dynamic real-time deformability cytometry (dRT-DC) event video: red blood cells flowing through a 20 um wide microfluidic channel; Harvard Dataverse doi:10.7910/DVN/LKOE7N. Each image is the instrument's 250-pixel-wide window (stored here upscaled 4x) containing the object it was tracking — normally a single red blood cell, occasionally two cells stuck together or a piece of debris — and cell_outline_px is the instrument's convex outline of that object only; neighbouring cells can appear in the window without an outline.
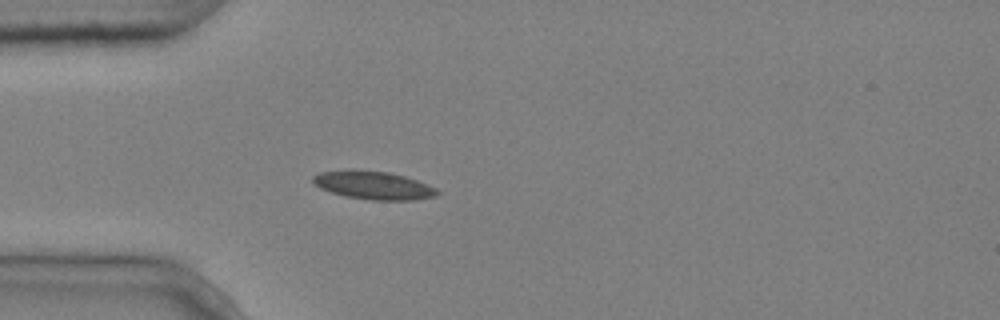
{"species": "common noctule bat (a hibernating species)", "species_latin": "Nyctalus noctula", "temperature_condition": "cold", "stored_images_in_passage": 2, "camera_frame_rate_fps": 3000, "um_per_image_px": 0.085, "animal": {"sex": "male", "body_mass_g": 20.4}, "frame": {"image": 1, "passage_image": 2, "time_ms": 0.333, "image_size_px": [1000, 320], "cell_outline_px": [[440, 192], [436, 196], [416, 200], [372, 200], [344, 196], [320, 188], [312, 180], [312, 176], [320, 172], [352, 168], [388, 172], [404, 176], [428, 184], [436, 188]], "centroid_in_image_um": [31.74, 15.73], "position_along_channel_um": 53.3, "area_um2": 20.63}}